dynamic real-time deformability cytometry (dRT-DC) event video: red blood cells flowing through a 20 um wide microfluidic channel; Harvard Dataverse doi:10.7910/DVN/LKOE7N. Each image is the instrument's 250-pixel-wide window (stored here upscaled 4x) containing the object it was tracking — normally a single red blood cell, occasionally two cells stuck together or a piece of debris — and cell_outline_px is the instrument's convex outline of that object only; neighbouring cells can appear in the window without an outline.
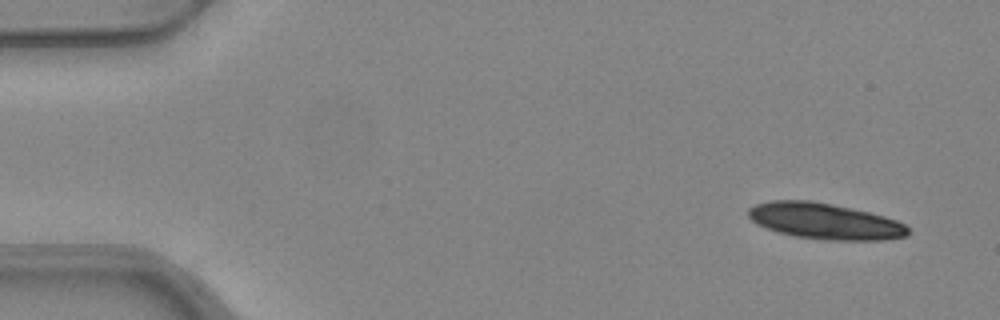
{"species": "common noctule bat (a hibernating species)", "species_latin": "Nyctalus noctula", "temperature_condition": "warm", "stored_images_in_passage": 4, "camera_frame_rate_fps": 3000, "um_per_image_px": 0.085, "animal": {"sex": "female", "body_mass_g": 24.6, "forearm_length_mm": 56.2}, "frame": {"image": 1, "passage_image": 1, "time_ms": 0.0, "image_size_px": [1000, 320], "cell_outline_px": [[912, 232], [908, 236], [884, 240], [824, 240], [796, 236], [776, 232], [756, 224], [748, 216], [748, 208], [756, 204], [772, 200], [812, 200], [832, 204], [868, 212], [884, 216], [896, 220], [904, 224]], "centroid_in_image_um": [70.11, 18.8], "position_along_channel_um": 14.9, "area_um2": 33.7}}